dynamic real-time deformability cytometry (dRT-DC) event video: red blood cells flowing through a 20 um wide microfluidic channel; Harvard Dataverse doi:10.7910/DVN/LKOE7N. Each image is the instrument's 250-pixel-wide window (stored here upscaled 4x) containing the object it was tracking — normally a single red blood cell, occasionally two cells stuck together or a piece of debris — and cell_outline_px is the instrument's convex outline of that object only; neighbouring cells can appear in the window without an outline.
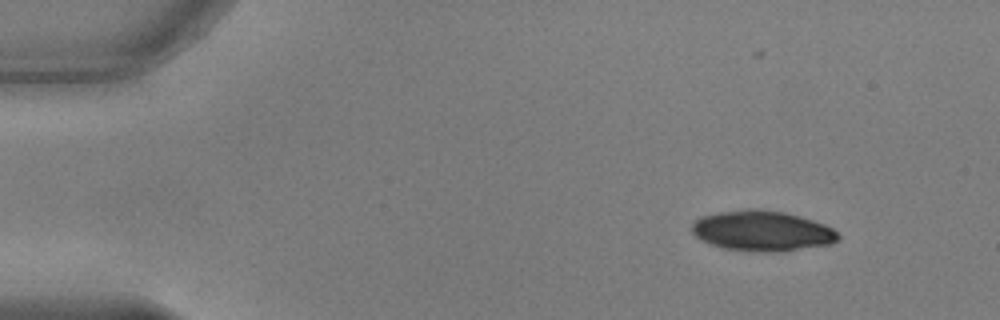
{"species": "common noctule bat (a hibernating species)", "species_latin": "Nyctalus noctula", "temperature_condition": "warm", "stored_images_in_passage": 28, "camera_frame_rate_fps": 3000, "um_per_image_px": 0.085, "animal": {"sex": "male", "body_mass_g": 17.9, "forearm_length_mm": 54.2}, "frame": {"image": 1, "passage_image": 1, "time_ms": 0.0, "image_size_px": [1000, 320], "cell_outline_px": [[840, 240], [832, 244], [768, 252], [764, 252], [724, 248], [712, 244], [696, 236], [692, 232], [692, 224], [700, 216], [720, 212], [744, 208], [760, 208], [784, 212], [800, 216], [824, 224], [832, 228], [840, 236]], "centroid_in_image_um": [64.79, 19.6], "position_along_channel_um": 20.2, "area_um2": 34.16}}